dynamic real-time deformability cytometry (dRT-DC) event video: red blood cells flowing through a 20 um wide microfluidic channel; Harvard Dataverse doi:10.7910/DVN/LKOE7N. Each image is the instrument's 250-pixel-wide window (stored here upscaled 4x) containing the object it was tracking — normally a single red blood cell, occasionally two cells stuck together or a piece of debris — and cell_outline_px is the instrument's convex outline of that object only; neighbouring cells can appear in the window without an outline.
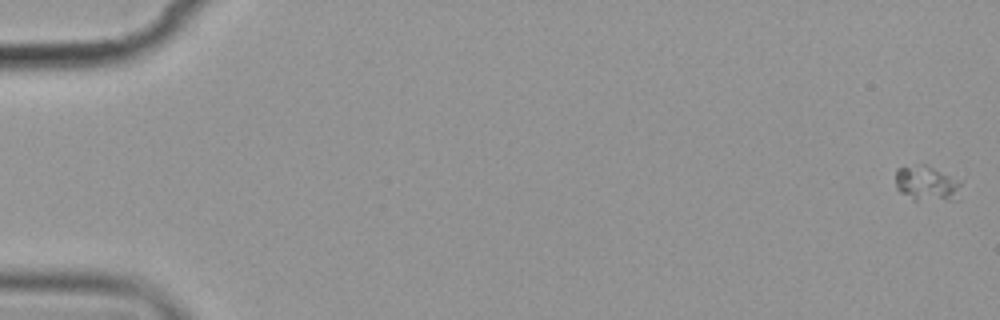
{"species": "common noctule bat (a hibernating species)", "species_latin": "Nyctalus noctula", "temperature_condition": "cold", "stored_images_in_passage": 6, "camera_frame_rate_fps": 3000, "um_per_image_px": 0.085, "animal": {"sex": "female", "body_mass_g": 19.9}, "frame": {"image": 1, "passage_image": 1, "time_ms": 0.0, "image_size_px": [1000, 320], "cell_outline_px": [[960, 184], [948, 200], [916, 204], [900, 192], [896, 188], [896, 168], [920, 164], [924, 164], [960, 180]], "centroid_in_image_um": [78.64, 15.63], "position_along_channel_um": 6.4, "area_um2": 13.47}}
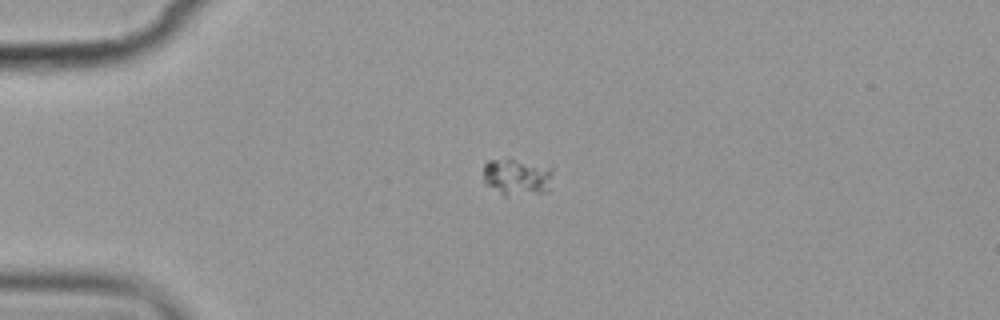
{"frame": {"image": 2, "passage_image": 4, "time_ms": 4.667, "image_size_px": [1000, 320], "cell_outline_px": [[552, 176], [548, 192], [504, 196], [484, 184], [484, 164], [488, 160], [512, 160], [552, 164]], "centroid_in_image_um": [43.99, 15.04], "position_along_channel_um": 41.0, "area_um2": 15.2}}
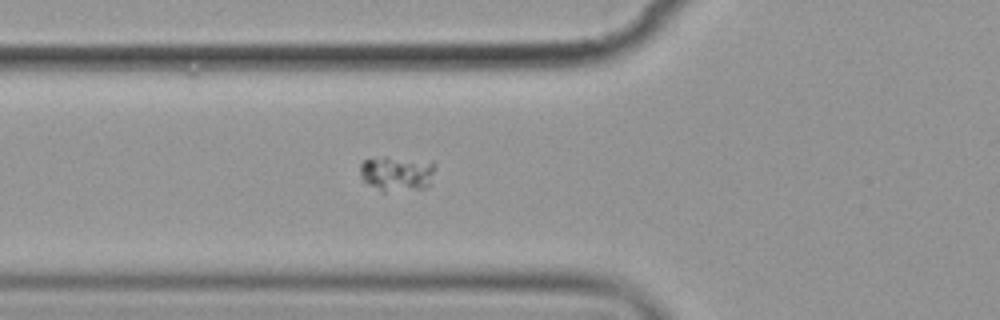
{"frame": {"image": 3, "passage_image": 6, "time_ms": 7.0, "image_size_px": [1000, 320], "cell_outline_px": [[436, 168], [428, 188], [384, 192], [380, 192], [368, 184], [360, 176], [360, 164], [364, 160], [388, 156], [432, 160], [436, 164]], "centroid_in_image_um": [33.79, 14.73], "position_along_channel_um": 92.0, "area_um2": 15.95}}